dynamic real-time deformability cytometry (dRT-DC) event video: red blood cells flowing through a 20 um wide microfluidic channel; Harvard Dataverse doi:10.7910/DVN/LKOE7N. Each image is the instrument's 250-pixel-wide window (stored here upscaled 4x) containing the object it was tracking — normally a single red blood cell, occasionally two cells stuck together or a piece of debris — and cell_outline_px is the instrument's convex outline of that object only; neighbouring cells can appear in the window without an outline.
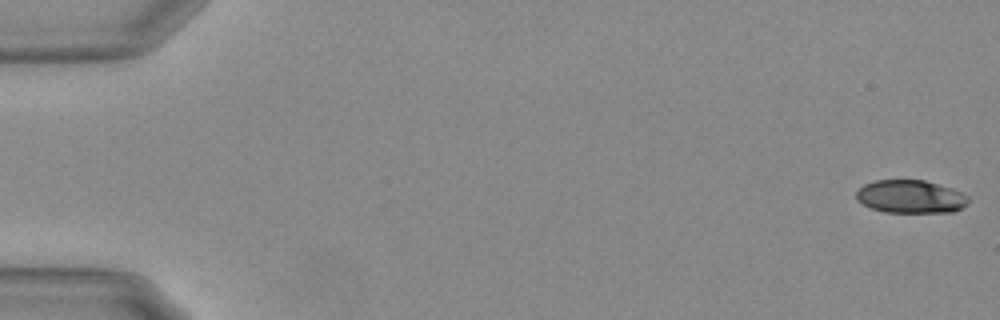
{"species": "Egyptian fruit bat (a non-hibernating species)", "species_latin": "Rousettus aegyptiacus", "temperature_condition": "warm", "stored_images_in_passage": 56, "camera_frame_rate_fps": 3000, "um_per_image_px": 0.085, "animal": {"sex": "female"}, "frame": {"image": 1, "passage_image": 1, "time_ms": 0.0, "image_size_px": [1000, 320], "cell_outline_px": [[968, 204], [952, 212], [884, 212], [868, 208], [856, 200], [856, 192], [864, 184], [876, 180], [924, 180], [952, 188], [968, 196]], "centroid_in_image_um": [77.36, 16.72], "position_along_channel_um": 7.6, "area_um2": 21.68}}
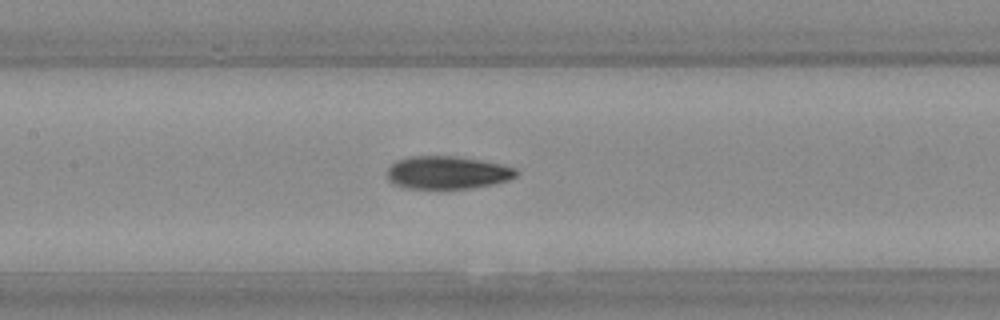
{"frame": {"image": 2, "passage_image": 27, "time_ms": 8.667, "image_size_px": [1000, 320], "cell_outline_px": [[516, 176], [508, 180], [492, 184], [468, 188], [408, 188], [396, 184], [388, 180], [388, 168], [396, 160], [408, 156], [456, 156], [480, 160], [500, 164], [516, 168]], "centroid_in_image_um": [38.01, 14.65], "position_along_channel_um": 169.4, "area_um2": 24.45}}
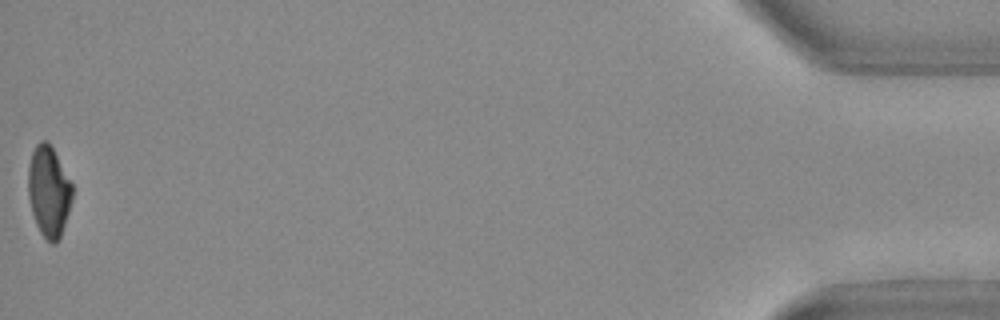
{"frame": {"image": 3, "passage_image": 56, "time_ms": 18.333, "image_size_px": [1000, 320], "cell_outline_px": [[72, 200], [60, 236], [52, 244], [40, 232], [36, 224], [32, 212], [28, 196], [28, 168], [32, 152], [36, 144], [40, 140], [48, 140], [72, 184]], "centroid_in_image_um": [4.12, 16.23], "position_along_channel_um": 431.1, "area_um2": 23.0}, "authors_computed_cell_mechanics": {"area_um2": 24.2471, "velocity_mm_per_s": 3.6893, "shape_relaxation_time_tau1_ms": 4.826, "shape_relaxation_time_tau2_ms": 2.8086, "deformation_change_tau1": 0.1869, "deformation_change_tau2": 0.095}}